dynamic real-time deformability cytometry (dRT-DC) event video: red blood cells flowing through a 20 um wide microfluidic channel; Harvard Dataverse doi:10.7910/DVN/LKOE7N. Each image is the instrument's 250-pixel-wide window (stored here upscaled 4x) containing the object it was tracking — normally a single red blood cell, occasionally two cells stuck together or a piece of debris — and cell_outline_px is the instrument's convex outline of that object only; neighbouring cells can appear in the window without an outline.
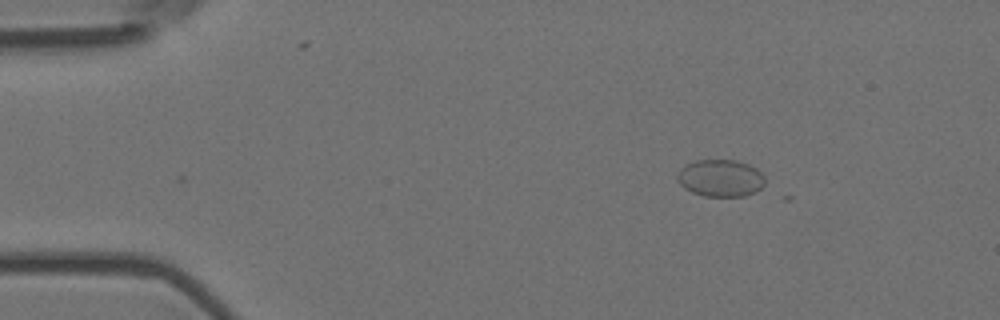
{"species": "Egyptian fruit bat (a non-hibernating species)", "species_latin": "Rousettus aegyptiacus", "temperature_condition": "room temperature", "stored_images_in_passage": 3, "camera_frame_rate_fps": 3000, "um_per_image_px": 0.085, "animal": {"sex": "female"}, "frame": {"image": 1, "passage_image": 3, "time_ms": 0.667, "image_size_px": [1000, 320], "cell_outline_px": [[764, 184], [756, 192], [744, 196], [704, 196], [692, 192], [684, 188], [676, 180], [676, 172], [680, 168], [696, 160], [736, 160], [748, 164], [756, 168], [764, 176]], "centroid_in_image_um": [61.22, 15.14], "position_along_channel_um": 23.8, "area_um2": 19.07}}